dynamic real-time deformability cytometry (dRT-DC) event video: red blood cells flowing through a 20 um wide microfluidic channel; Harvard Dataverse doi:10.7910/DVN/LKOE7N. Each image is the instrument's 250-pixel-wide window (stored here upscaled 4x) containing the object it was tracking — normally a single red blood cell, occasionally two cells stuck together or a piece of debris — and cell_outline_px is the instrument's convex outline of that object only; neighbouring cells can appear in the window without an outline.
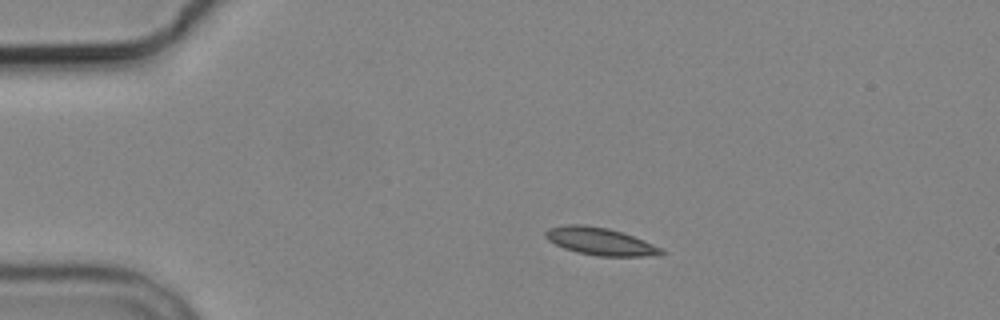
{"species": "common noctule bat (a hibernating species)", "species_latin": "Nyctalus noctula", "temperature_condition": "cold", "stored_images_in_passage": 2, "camera_frame_rate_fps": 3000, "um_per_image_px": 0.085, "animal": {"sex": "male", "body_mass_g": 19.2, "forearm_length_mm": 51.8}, "frame": {"image": 1, "passage_image": 1, "time_ms": 0.0, "image_size_px": [1000, 320], "cell_outline_px": [[664, 252], [660, 256], [596, 256], [576, 252], [564, 248], [548, 240], [544, 236], [544, 232], [548, 228], [568, 224], [584, 224], [608, 228], [644, 240], [660, 248]], "centroid_in_image_um": [50.98, 20.52], "position_along_channel_um": 34.0, "area_um2": 18.5}}